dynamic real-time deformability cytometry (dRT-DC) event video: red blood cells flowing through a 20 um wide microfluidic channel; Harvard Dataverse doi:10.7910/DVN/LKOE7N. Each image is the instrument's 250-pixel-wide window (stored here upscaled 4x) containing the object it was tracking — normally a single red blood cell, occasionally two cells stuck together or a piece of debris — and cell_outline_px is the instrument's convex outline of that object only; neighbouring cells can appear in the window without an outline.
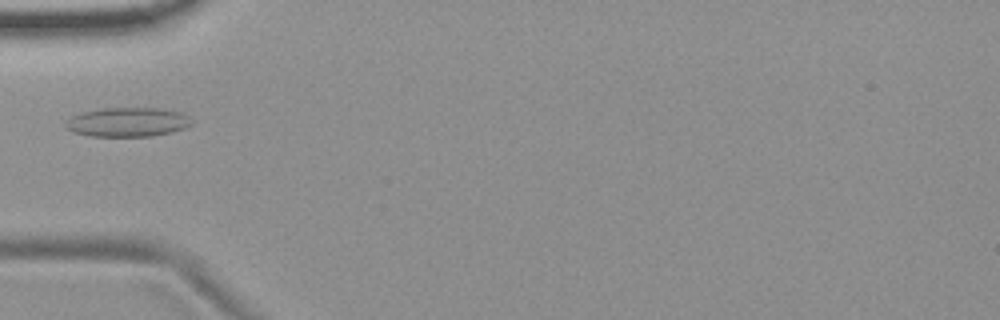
{"species": "common noctule bat (a hibernating species)", "species_latin": "Nyctalus noctula", "temperature_condition": "room temperature", "stored_images_in_passage": 10, "camera_frame_rate_fps": 3000, "um_per_image_px": 0.085, "animal": {"sex": "female", "body_mass_g": 19.9}, "frame": {"image": 1, "passage_image": 1, "time_ms": 0.0, "image_size_px": [1000, 320], "cell_outline_px": [[192, 124], [184, 128], [172, 132], [152, 136], [92, 136], [72, 132], [64, 128], [64, 124], [72, 116], [80, 112], [100, 108], [160, 108], [180, 112], [188, 116]], "centroid_in_image_um": [10.81, 10.37], "position_along_channel_um": 74.2, "area_um2": 21.56}}
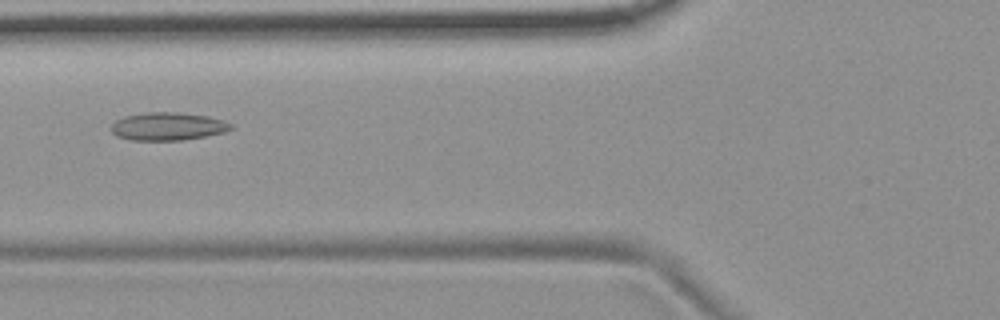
{"frame": {"image": 2, "passage_image": 4, "time_ms": 1.0, "image_size_px": [1000, 320], "cell_outline_px": [[232, 128], [224, 132], [204, 136], [180, 140], [132, 140], [116, 136], [108, 128], [116, 120], [124, 116], [148, 112], [176, 112], [208, 116], [224, 120], [232, 124]], "centroid_in_image_um": [14.23, 10.74], "position_along_channel_um": 111.6, "area_um2": 19.48}}